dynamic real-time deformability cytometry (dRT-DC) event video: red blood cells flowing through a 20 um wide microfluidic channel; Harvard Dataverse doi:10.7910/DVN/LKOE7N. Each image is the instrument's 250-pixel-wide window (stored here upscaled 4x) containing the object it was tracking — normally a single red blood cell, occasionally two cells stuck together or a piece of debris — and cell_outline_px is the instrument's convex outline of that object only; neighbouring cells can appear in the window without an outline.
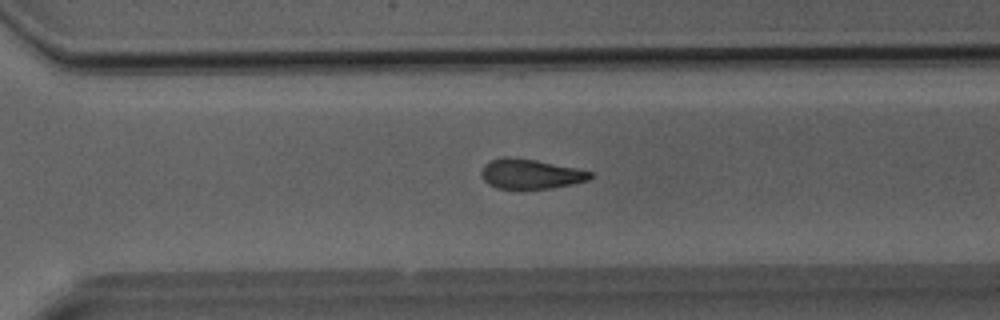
{"species": "Egyptian fruit bat (a non-hibernating species)", "species_latin": "Rousettus aegyptiacus", "temperature_condition": "room temperature", "stored_images_in_passage": 36, "camera_frame_rate_fps": 3000, "um_per_image_px": 0.085, "animal": {"sex": "male"}, "frame": {"image": 1, "passage_image": 25, "time_ms": 8.0, "image_size_px": [1000, 320], "cell_outline_px": [[592, 176], [588, 180], [572, 184], [552, 188], [496, 188], [488, 184], [484, 180], [480, 172], [484, 164], [492, 160], [504, 156], [508, 156], [536, 160], [576, 168], [592, 172]], "centroid_in_image_um": [45.07, 14.77], "position_along_channel_um": 325.5, "area_um2": 18.79}}
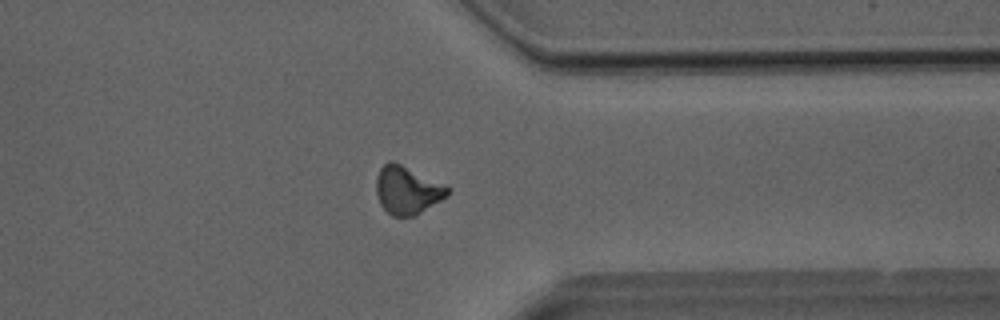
{"frame": {"image": 2, "passage_image": 28, "time_ms": 9.0, "image_size_px": [1000, 320], "cell_outline_px": [[452, 188], [448, 196], [416, 216], [392, 216], [380, 204], [376, 192], [376, 180], [380, 168], [388, 160], [392, 160]], "centroid_in_image_um": [34.63, 16.17], "position_along_channel_um": 376.8, "area_um2": 20.0}}
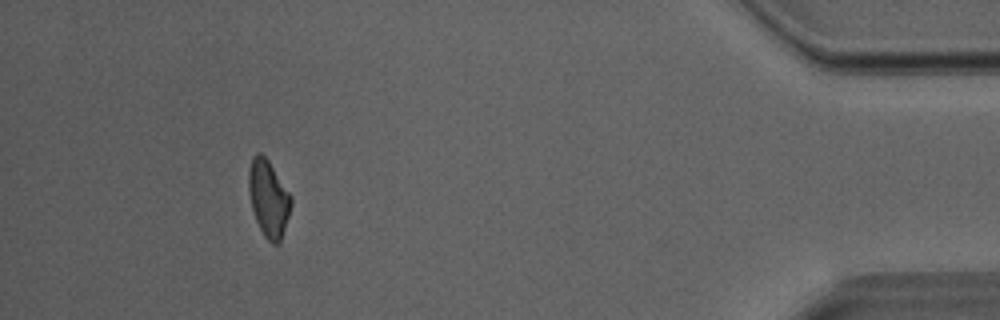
{"frame": {"image": 3, "passage_image": 33, "time_ms": 10.667, "image_size_px": [1000, 320], "cell_outline_px": [[292, 204], [280, 244], [272, 244], [264, 236], [256, 220], [252, 208], [248, 188], [248, 168], [252, 156], [256, 152], [260, 152], [268, 160], [292, 196]], "centroid_in_image_um": [22.82, 16.86], "position_along_channel_um": 412.4, "area_um2": 19.07}}